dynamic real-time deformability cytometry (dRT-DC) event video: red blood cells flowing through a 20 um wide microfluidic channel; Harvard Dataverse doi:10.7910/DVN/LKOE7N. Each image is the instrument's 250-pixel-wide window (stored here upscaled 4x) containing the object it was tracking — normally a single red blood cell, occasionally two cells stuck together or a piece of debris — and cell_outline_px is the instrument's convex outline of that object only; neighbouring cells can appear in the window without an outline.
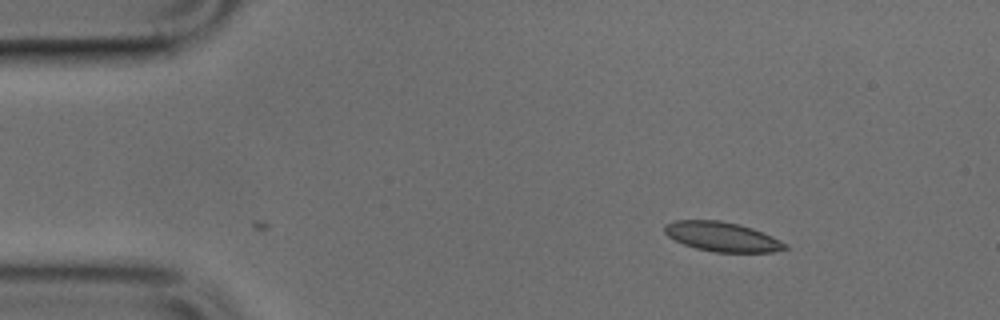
{"species": "common noctule bat (a hibernating species)", "species_latin": "Nyctalus noctula", "temperature_condition": "cold", "stored_images_in_passage": 2, "camera_frame_rate_fps": 3000, "um_per_image_px": 0.085, "animal": {"sex": "male", "body_mass_g": 17.9, "forearm_length_mm": 54.2}, "frame": {"image": 1, "passage_image": 2, "time_ms": 0.333, "image_size_px": [1000, 320], "cell_outline_px": [[788, 248], [772, 252], [716, 252], [696, 248], [684, 244], [668, 236], [664, 232], [664, 224], [676, 220], [720, 220], [740, 224], [752, 228], [772, 236], [788, 244]], "centroid_in_image_um": [61.39, 20.11], "position_along_channel_um": 23.6, "area_um2": 20.69}}